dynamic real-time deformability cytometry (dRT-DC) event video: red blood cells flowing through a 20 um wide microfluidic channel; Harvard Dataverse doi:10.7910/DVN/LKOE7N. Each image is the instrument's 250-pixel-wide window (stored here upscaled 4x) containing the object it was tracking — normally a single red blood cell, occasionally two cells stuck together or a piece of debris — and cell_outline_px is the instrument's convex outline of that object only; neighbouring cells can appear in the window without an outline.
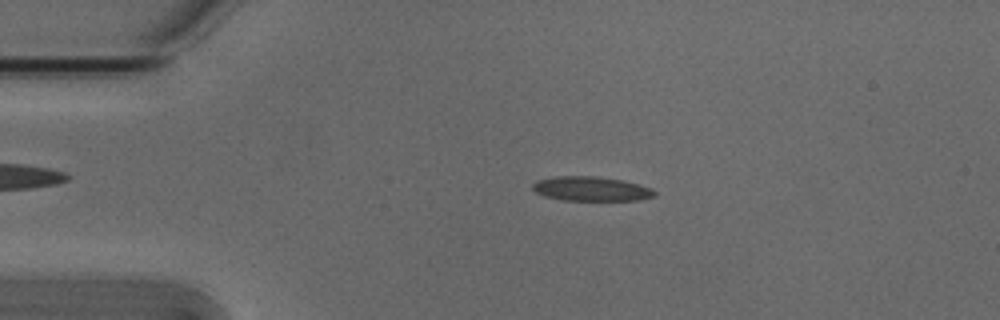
{"species": "Egyptian fruit bat (a non-hibernating species)", "species_latin": "Rousettus aegyptiacus", "temperature_condition": "cold", "stored_images_in_passage": 4, "camera_frame_rate_fps": 3000, "um_per_image_px": 0.085, "animal": {"sex": "male"}, "frame": {"image": 1, "passage_image": 3, "time_ms": 0.667, "image_size_px": [1000, 320], "cell_outline_px": [[656, 196], [640, 200], [564, 200], [544, 196], [536, 192], [532, 188], [532, 184], [536, 180], [556, 176], [596, 176], [620, 180], [652, 188], [656, 192]], "centroid_in_image_um": [50.23, 16.05], "position_along_channel_um": 34.8, "area_um2": 17.28}}